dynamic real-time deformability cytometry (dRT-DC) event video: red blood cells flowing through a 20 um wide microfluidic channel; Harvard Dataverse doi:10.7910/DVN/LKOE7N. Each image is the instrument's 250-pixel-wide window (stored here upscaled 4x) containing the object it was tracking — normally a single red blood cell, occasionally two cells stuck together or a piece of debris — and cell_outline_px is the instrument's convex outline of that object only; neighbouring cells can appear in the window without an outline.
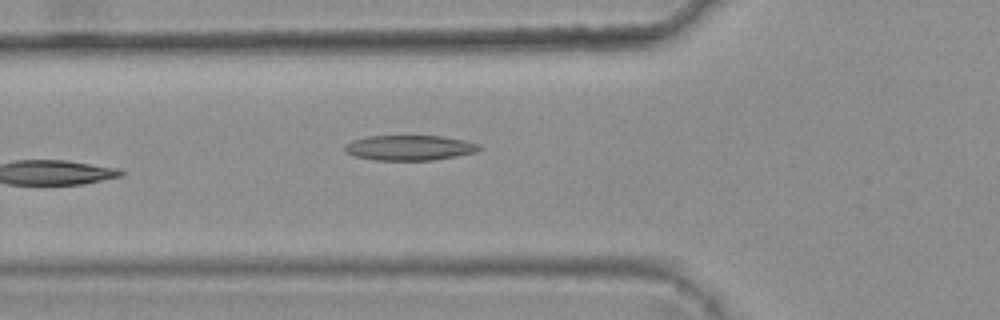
{"species": "common noctule bat (a hibernating species)", "species_latin": "Nyctalus noctula", "temperature_condition": "warm", "stored_images_in_passage": 5, "camera_frame_rate_fps": 3000, "um_per_image_px": 0.085, "animal": {"sex": "female", "body_mass_g": 25.1}, "frame": {"image": 1, "passage_image": 5, "time_ms": 1.333, "image_size_px": [1000, 320], "cell_outline_px": [[480, 148], [476, 152], [456, 156], [432, 160], [372, 160], [356, 156], [344, 152], [344, 148], [352, 140], [368, 136], [440, 136], [464, 140], [480, 144]], "centroid_in_image_um": [34.8, 12.56], "position_along_channel_um": 91.0, "area_um2": 19.59}}